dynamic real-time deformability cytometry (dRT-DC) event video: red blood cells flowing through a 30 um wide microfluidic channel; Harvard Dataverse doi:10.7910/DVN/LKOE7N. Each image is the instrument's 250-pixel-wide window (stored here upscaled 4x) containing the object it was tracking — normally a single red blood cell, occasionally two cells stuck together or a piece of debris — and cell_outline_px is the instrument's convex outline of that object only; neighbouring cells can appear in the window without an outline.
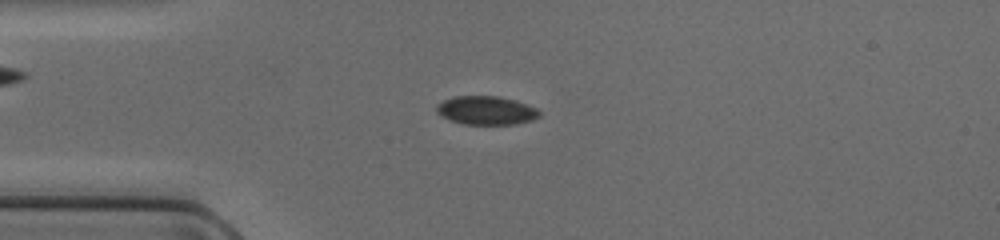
{"species": "common noctule bat (a hibernating species)", "species_latin": "Nyctalus noctula", "temperature_condition": "cold", "stored_images_in_passage": 41, "camera_frame_rate_fps": 3000, "um_per_image_px": 0.085, "animal": {"sex": "female", "body_mass_g": 17.0, "forearm_length_mm": 48.0}, "frame": {"image": 1, "passage_image": 5, "time_ms": 1.333, "image_size_px": [1000, 240], "cell_outline_px": [[540, 116], [532, 120], [516, 124], [464, 124], [452, 120], [436, 112], [436, 104], [452, 96], [500, 96], [516, 100], [536, 108], [540, 112]], "centroid_in_image_um": [41.34, 9.37], "position_along_channel_um": 43.7, "area_um2": 17.11}}
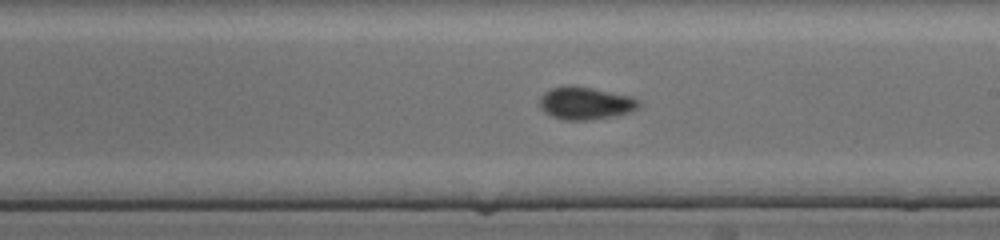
{"frame": {"image": 2, "passage_image": 20, "time_ms": 6.333, "image_size_px": [1000, 240], "cell_outline_px": [[640, 108], [628, 112], [588, 120], [564, 120], [552, 116], [544, 112], [540, 108], [540, 96], [544, 92], [552, 88], [592, 88], [632, 96], [640, 100]], "centroid_in_image_um": [49.78, 8.8], "position_along_channel_um": 239.2, "area_um2": 18.26}}
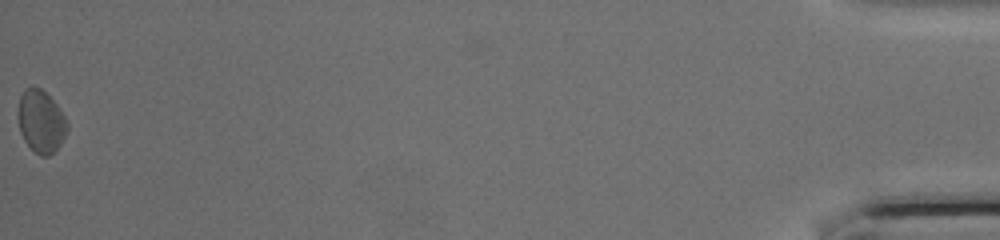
{"frame": {"image": 3, "passage_image": 41, "time_ms": 13.333, "image_size_px": [1000, 240], "cell_outline_px": [[68, 128], [60, 144], [48, 156], [40, 156], [24, 140], [20, 132], [20, 96], [24, 88], [40, 88], [56, 104], [64, 116], [68, 124]], "centroid_in_image_um": [3.5, 10.33], "position_along_channel_um": 431.7, "area_um2": 17.17}}